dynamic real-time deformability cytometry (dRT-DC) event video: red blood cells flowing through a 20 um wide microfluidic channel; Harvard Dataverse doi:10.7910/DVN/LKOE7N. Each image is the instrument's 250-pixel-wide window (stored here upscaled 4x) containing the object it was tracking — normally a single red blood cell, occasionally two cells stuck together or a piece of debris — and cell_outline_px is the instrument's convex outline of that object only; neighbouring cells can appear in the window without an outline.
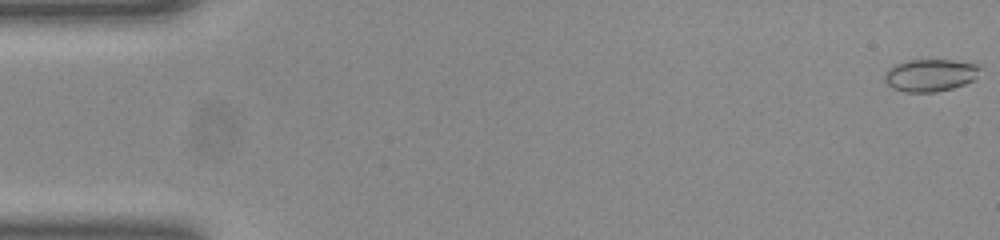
{"species": "common noctule bat (a hibernating species)", "species_latin": "Nyctalus noctula", "temperature_condition": "room temperature", "stored_images_in_passage": 51, "camera_frame_rate_fps": 3000, "um_per_image_px": 0.085, "animal": {"sex": "female", "body_mass_g": 23.0, "forearm_length_mm": 53.4}, "frame": {"image": 1, "passage_image": 1, "time_ms": 0.0, "image_size_px": [1000, 240], "cell_outline_px": [[980, 68], [976, 76], [972, 80], [964, 84], [952, 88], [936, 92], [904, 92], [892, 88], [884, 80], [884, 76], [888, 68], [896, 64], [908, 60], [952, 60], [980, 64]], "centroid_in_image_um": [79.05, 6.39], "position_along_channel_um": 5.9, "area_um2": 17.98}}
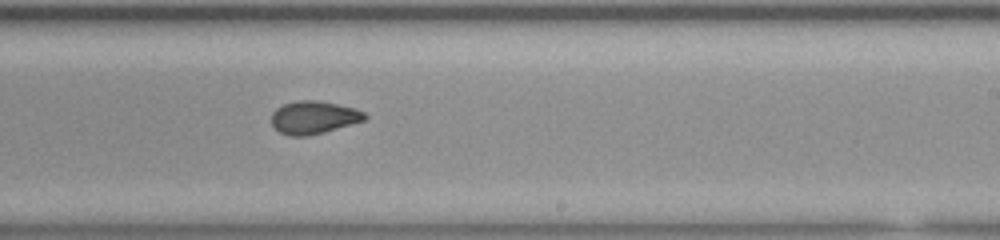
{"frame": {"image": 2, "passage_image": 31, "time_ms": 10.0, "image_size_px": [1000, 240], "cell_outline_px": [[368, 116], [364, 120], [324, 132], [308, 136], [288, 136], [280, 132], [272, 124], [272, 112], [276, 108], [284, 104], [296, 100], [316, 100], [336, 104], [352, 108], [364, 112]], "centroid_in_image_um": [26.63, 9.98], "position_along_channel_um": 262.4, "area_um2": 17.69}}
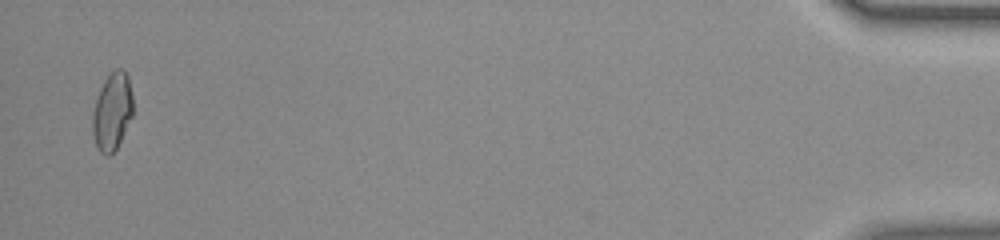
{"frame": {"image": 3, "passage_image": 50, "time_ms": 16.333, "image_size_px": [1000, 240], "cell_outline_px": [[132, 116], [116, 148], [108, 156], [104, 156], [100, 152], [96, 144], [92, 132], [92, 116], [96, 100], [100, 88], [104, 80], [116, 68], [124, 68], [128, 76], [132, 96]], "centroid_in_image_um": [9.53, 9.46], "position_along_channel_um": 425.7, "area_um2": 18.09}, "authors_computed_cell_mechanics": {"area_um2": 18.0914, "velocity_mm_per_s": 4.0384, "shape_relaxation_time_tau1_ms": 8.2153, "shape_relaxation_time_tau2_ms": 1.9357, "deformation_change_tau1": 0.1808, "deformation_change_tau2": 0.0697}}